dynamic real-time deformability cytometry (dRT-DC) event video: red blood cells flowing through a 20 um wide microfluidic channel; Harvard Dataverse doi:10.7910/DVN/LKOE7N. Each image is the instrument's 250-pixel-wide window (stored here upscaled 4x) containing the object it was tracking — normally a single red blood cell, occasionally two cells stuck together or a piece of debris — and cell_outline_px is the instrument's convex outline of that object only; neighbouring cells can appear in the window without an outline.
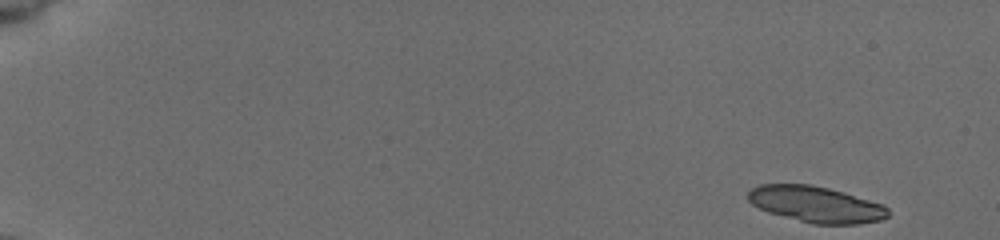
{"species": "common noctule bat (a hibernating species)", "species_latin": "Nyctalus noctula", "temperature_condition": "cold", "stored_images_in_passage": 52, "segment_of_instrument_passage": [1, 2], "camera_frame_rate_fps": 3000, "um_per_image_px": 0.085, "animal": {"sex": "female", "body_mass_g": 19.5, "forearm_length_mm": 54.1}, "frame": {"image": 1, "passage_image": 1, "time_ms": 0.0, "image_size_px": [1000, 240], "cell_outline_px": [[888, 216], [880, 220], [856, 224], [812, 224], [768, 212], [752, 204], [748, 200], [748, 192], [752, 188], [760, 184], [812, 184], [844, 192], [884, 204], [888, 208]], "centroid_in_image_um": [69.36, 17.36], "position_along_channel_um": 15.6, "area_um2": 29.48}}